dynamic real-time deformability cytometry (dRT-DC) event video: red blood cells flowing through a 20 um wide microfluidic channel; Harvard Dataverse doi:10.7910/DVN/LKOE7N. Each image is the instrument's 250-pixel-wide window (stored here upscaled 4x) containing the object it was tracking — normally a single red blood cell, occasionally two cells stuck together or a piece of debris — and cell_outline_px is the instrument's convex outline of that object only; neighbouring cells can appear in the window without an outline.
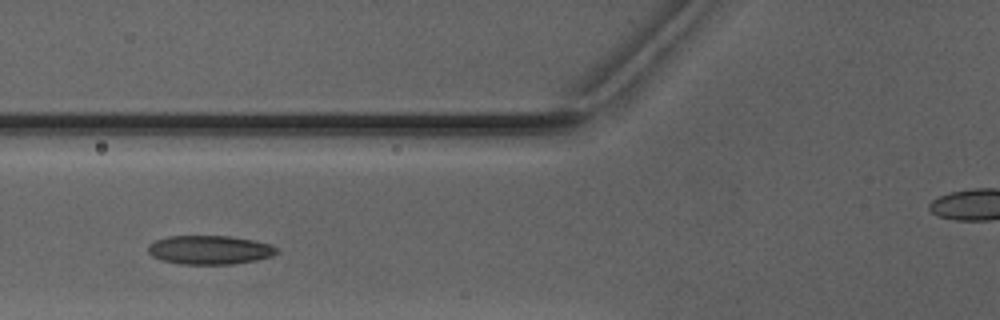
{"species": "Egyptian fruit bat (a non-hibernating species)", "species_latin": "Rousettus aegyptiacus", "temperature_condition": "warm", "stored_images_in_passage": 3, "camera_frame_rate_fps": 3000, "um_per_image_px": 0.085, "animal": {"sex": "male"}, "frame": {"image": 1, "passage_image": 3, "time_ms": 2.333, "image_size_px": [1000, 320], "cell_outline_px": [[276, 252], [272, 256], [256, 260], [232, 264], [180, 264], [160, 260], [152, 256], [148, 252], [148, 244], [156, 240], [168, 236], [228, 236], [256, 240], [272, 244], [276, 248]], "centroid_in_image_um": [17.8, 21.24], "position_along_channel_um": 108.0, "area_um2": 21.73}}